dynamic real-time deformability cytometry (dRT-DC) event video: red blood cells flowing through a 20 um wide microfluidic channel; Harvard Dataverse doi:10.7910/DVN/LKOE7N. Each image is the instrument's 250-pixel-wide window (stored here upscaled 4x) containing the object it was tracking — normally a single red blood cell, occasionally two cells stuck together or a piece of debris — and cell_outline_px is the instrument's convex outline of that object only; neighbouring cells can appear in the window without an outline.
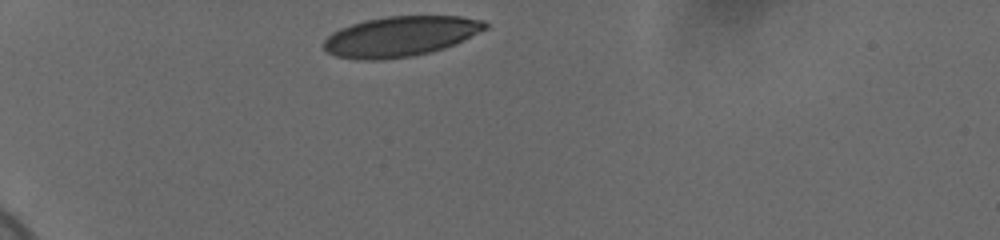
{"species": "human", "species_latin": "Homo sapiens", "temperature_condition": "cold", "stored_images_in_passage": 33, "camera_frame_rate_fps": 3000, "um_per_image_px": 0.085, "donor": {"sex": "female"}, "frame": {"image": 1, "passage_image": 1, "time_ms": 0.0, "image_size_px": [1000, 240], "cell_outline_px": [[488, 28], [444, 48], [412, 56], [380, 60], [356, 60], [336, 56], [328, 52], [324, 48], [324, 40], [332, 32], [340, 28], [364, 20], [388, 16], [460, 16], [484, 20], [488, 24]], "centroid_in_image_um": [34.01, 3.09], "position_along_channel_um": 51.0, "area_um2": 37.69}}
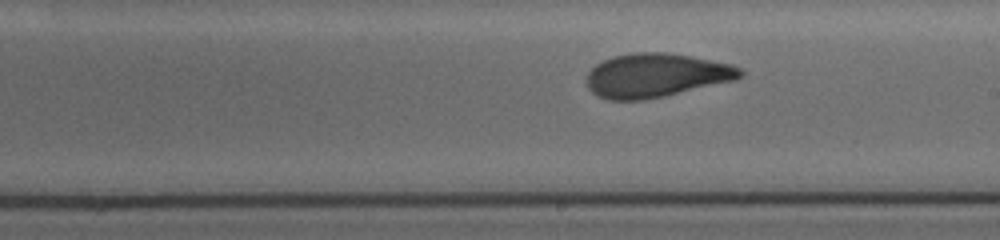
{"frame": {"image": 2, "passage_image": 19, "time_ms": 6.0, "image_size_px": [1000, 240], "cell_outline_px": [[744, 76], [736, 80], [664, 96], [644, 100], [608, 100], [596, 96], [588, 88], [584, 80], [584, 76], [596, 64], [612, 56], [632, 52], [664, 52], [692, 56], [732, 64], [740, 68], [744, 72]], "centroid_in_image_um": [55.74, 6.4], "position_along_channel_um": 233.3, "area_um2": 39.77}}
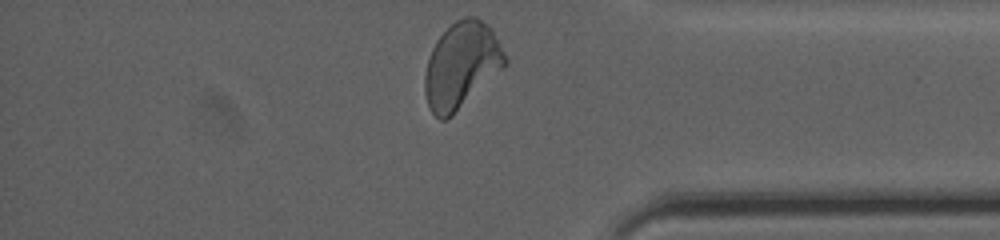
{"frame": {"image": 3, "passage_image": 33, "time_ms": 10.667, "image_size_px": [1000, 240], "cell_outline_px": [[508, 64], [504, 68], [452, 116], [444, 120], [440, 120], [428, 108], [424, 92], [424, 76], [428, 60], [432, 48], [436, 40], [456, 20], [464, 16], [476, 16], [488, 24], [492, 28], [508, 60]], "centroid_in_image_um": [39.23, 5.55], "position_along_channel_um": 396.0, "area_um2": 40.4}, "authors_computed_cell_mechanics": {"area_um2": 39.304, "velocity_mm_per_s": 3.6865, "shape_relaxation_time_tau1_ms": 3.3011, "shape_relaxation_time_tau2_ms": 1.1201, "deformation_change_tau1": 0.1452, "deformation_change_tau2": 0.0634}}